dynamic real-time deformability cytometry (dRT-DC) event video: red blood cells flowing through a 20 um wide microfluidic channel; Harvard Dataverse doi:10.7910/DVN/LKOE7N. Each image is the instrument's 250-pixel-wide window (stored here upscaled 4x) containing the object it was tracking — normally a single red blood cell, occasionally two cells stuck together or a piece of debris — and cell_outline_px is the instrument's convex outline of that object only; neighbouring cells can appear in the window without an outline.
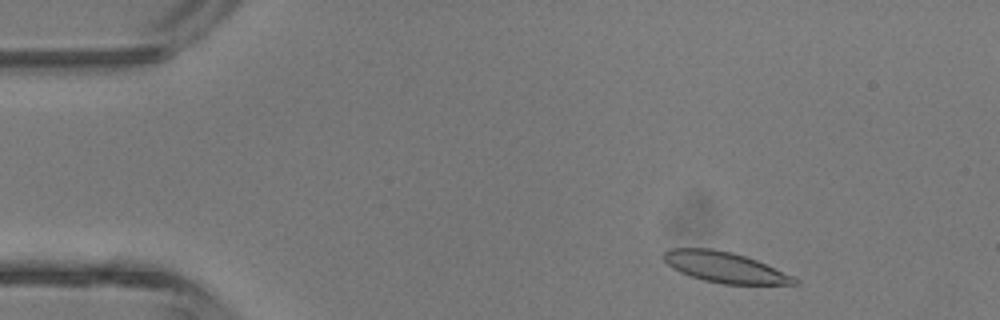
{"species": "common noctule bat (a hibernating species)", "species_latin": "Nyctalus noctula", "temperature_condition": "room temperature", "stored_images_in_passage": 3, "camera_frame_rate_fps": 3000, "um_per_image_px": 0.085, "animal": {"sex": "male", "body_mass_g": 13.3}, "frame": {"image": 1, "passage_image": 1, "time_ms": 0.0, "image_size_px": [1000, 320], "cell_outline_px": [[800, 284], [724, 284], [704, 280], [680, 272], [672, 268], [664, 260], [664, 252], [668, 248], [712, 248], [732, 252], [756, 260], [792, 276], [800, 280]], "centroid_in_image_um": [61.59, 22.71], "position_along_channel_um": 23.4, "area_um2": 23.06}}